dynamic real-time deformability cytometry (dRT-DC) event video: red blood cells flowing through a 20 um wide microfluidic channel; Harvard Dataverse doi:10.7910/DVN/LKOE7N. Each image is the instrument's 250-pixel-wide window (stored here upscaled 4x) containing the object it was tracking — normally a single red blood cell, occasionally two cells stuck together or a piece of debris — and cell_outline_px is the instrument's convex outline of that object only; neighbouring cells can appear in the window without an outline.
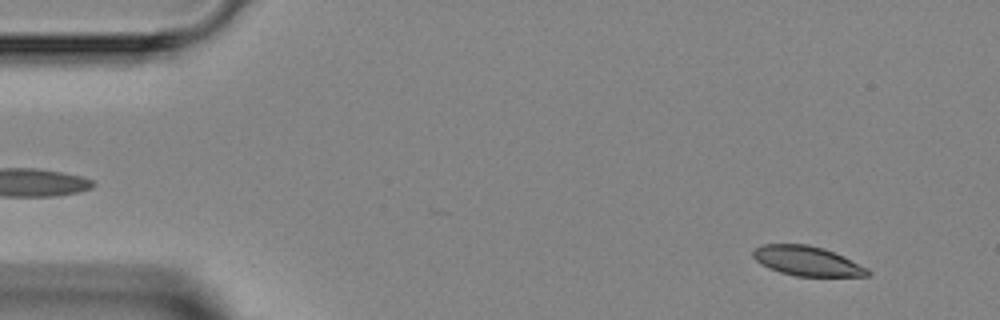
{"species": "Egyptian fruit bat (a non-hibernating species)", "species_latin": "Rousettus aegyptiacus", "temperature_condition": "room temperature", "stored_images_in_passage": 4, "camera_frame_rate_fps": 3000, "um_per_image_px": 0.085, "animal": {"sex": "female"}, "frame": {"image": 1, "passage_image": 1, "time_ms": 0.0, "image_size_px": [1000, 320], "cell_outline_px": [[872, 272], [868, 276], [796, 276], [780, 272], [768, 268], [760, 264], [752, 256], [752, 252], [756, 248], [764, 244], [808, 244], [824, 248], [844, 256], [868, 268]], "centroid_in_image_um": [68.61, 22.18], "position_along_channel_um": 16.4, "area_um2": 19.88}}